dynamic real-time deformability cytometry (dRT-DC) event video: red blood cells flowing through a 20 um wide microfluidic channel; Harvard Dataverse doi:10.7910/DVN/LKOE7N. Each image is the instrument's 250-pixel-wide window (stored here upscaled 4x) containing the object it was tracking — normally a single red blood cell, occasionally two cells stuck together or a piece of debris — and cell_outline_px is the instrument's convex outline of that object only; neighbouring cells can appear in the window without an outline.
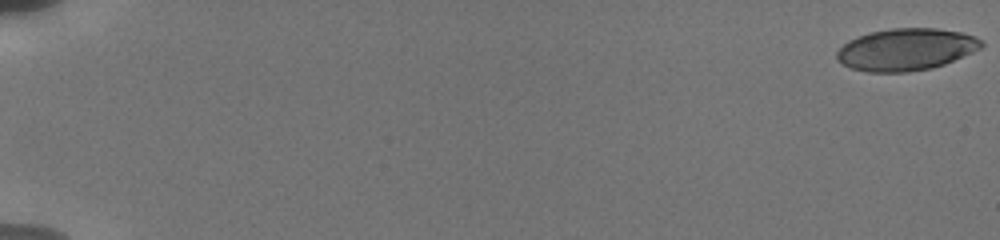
{"species": "human", "species_latin": "Homo sapiens", "temperature_condition": "cold", "stored_images_in_passage": 16, "camera_frame_rate_fps": 3000, "um_per_image_px": 0.085, "donor": {"sex": "male"}, "frame": {"image": 1, "passage_image": 1, "time_ms": 0.0, "image_size_px": [1000, 240], "cell_outline_px": [[984, 44], [980, 48], [972, 52], [944, 64], [932, 68], [908, 72], [868, 72], [852, 68], [836, 60], [836, 52], [848, 40], [868, 32], [892, 28], [936, 28], [960, 32], [976, 36]], "centroid_in_image_um": [76.99, 4.2], "position_along_channel_um": 8.0, "area_um2": 35.37}}
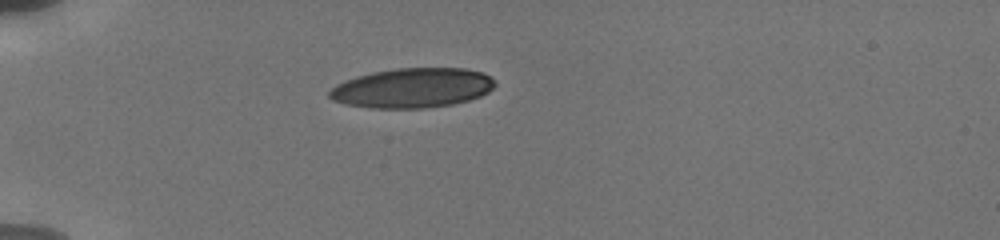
{"frame": {"image": 2, "passage_image": 12, "time_ms": 5.667, "image_size_px": [1000, 240], "cell_outline_px": [[496, 84], [488, 92], [480, 96], [468, 100], [452, 104], [424, 108], [372, 108], [344, 104], [332, 100], [328, 96], [328, 92], [336, 84], [344, 80], [356, 76], [372, 72], [396, 68], [468, 68], [484, 72]], "centroid_in_image_um": [35.02, 7.47], "position_along_channel_um": 50.0, "area_um2": 38.44}}
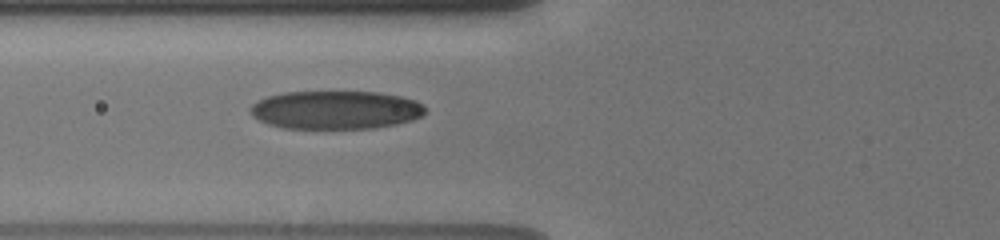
{"frame": {"image": 3, "passage_image": 16, "time_ms": 7.667, "image_size_px": [1000, 240], "cell_outline_px": [[428, 108], [420, 116], [412, 120], [396, 124], [372, 128], [280, 128], [268, 124], [252, 116], [248, 108], [256, 100], [268, 96], [284, 92], [380, 92], [400, 96], [416, 100]], "centroid_in_image_um": [28.51, 9.34], "position_along_channel_um": 97.3, "area_um2": 39.25}}